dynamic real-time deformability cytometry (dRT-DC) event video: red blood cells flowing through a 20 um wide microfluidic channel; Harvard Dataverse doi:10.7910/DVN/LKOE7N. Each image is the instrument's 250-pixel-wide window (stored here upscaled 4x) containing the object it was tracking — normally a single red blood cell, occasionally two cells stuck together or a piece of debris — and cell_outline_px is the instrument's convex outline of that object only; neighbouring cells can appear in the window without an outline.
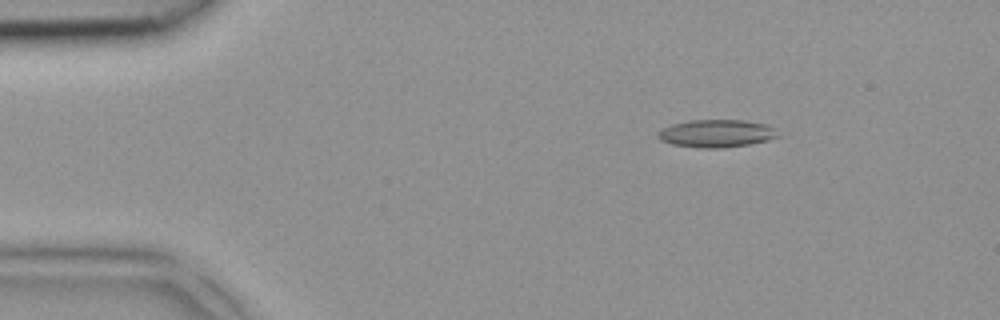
{"species": "common noctule bat (a hibernating species)", "species_latin": "Nyctalus noctula", "temperature_condition": "room temperature", "stored_images_in_passage": 3, "camera_frame_rate_fps": 3000, "um_per_image_px": 0.085, "animal": {"sex": "female", "body_mass_g": 18.4}, "frame": {"image": 1, "passage_image": 2, "time_ms": 0.333, "image_size_px": [1000, 320], "cell_outline_px": [[784, 136], [768, 140], [748, 144], [724, 148], [700, 148], [672, 144], [660, 140], [656, 136], [656, 132], [672, 124], [688, 120], [744, 120], [764, 124], [772, 128]], "centroid_in_image_um": [60.89, 11.35], "position_along_channel_um": 24.1, "area_um2": 19.48}}